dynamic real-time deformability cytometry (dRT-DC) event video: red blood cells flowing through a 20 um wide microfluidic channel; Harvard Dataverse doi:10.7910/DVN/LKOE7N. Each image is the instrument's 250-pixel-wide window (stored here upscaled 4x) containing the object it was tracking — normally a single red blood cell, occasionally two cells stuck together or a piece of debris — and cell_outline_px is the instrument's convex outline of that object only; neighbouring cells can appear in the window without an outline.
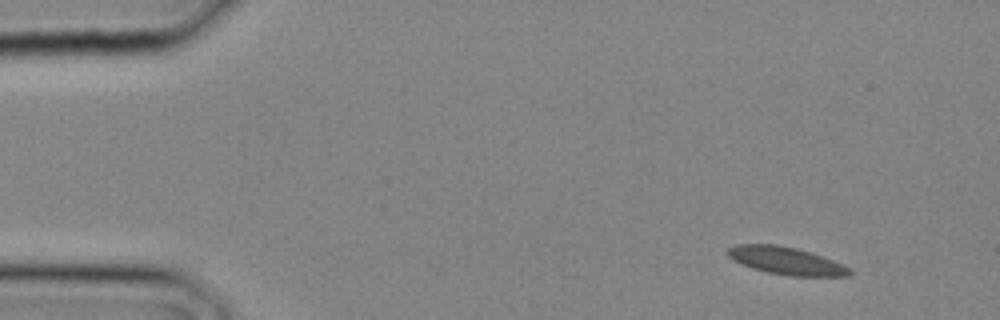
{"species": "common noctule bat (a hibernating species)", "species_latin": "Nyctalus noctula", "temperature_condition": "cold", "stored_images_in_passage": 27, "camera_frame_rate_fps": 3000, "um_per_image_px": 0.085, "animal": {"sex": "male", "body_mass_g": 20.4}, "frame": {"image": 1, "passage_image": 2, "time_ms": 0.333, "image_size_px": [1000, 320], "cell_outline_px": [[852, 276], [792, 276], [768, 272], [752, 268], [732, 260], [728, 256], [728, 248], [736, 244], [776, 244], [796, 248], [812, 252], [832, 260], [848, 268], [852, 272]], "centroid_in_image_um": [66.8, 22.16], "position_along_channel_um": 18.2, "area_um2": 19.48}}
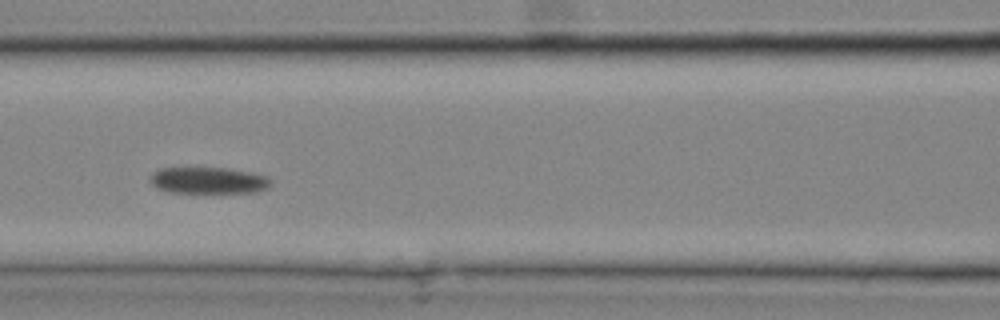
{"frame": {"image": 2, "passage_image": 12, "time_ms": 3.667, "image_size_px": [1000, 320], "cell_outline_px": [[272, 180], [268, 188], [256, 192], [168, 192], [156, 188], [148, 180], [148, 176], [152, 172], [160, 168], [224, 168], [252, 172], [268, 176]], "centroid_in_image_um": [17.68, 15.33], "position_along_channel_um": 148.9, "area_um2": 18.79}}
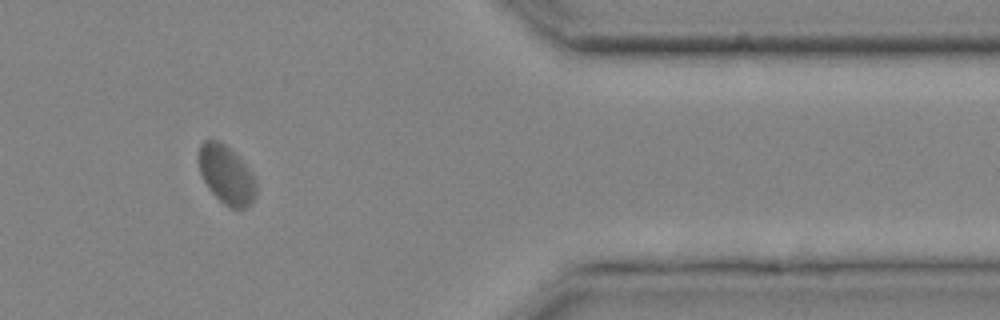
{"frame": {"image": 3, "passage_image": 24, "time_ms": 7.667, "image_size_px": [1000, 320], "cell_outline_px": [[256, 196], [252, 204], [244, 208], [232, 208], [224, 204], [208, 188], [200, 172], [200, 144], [204, 140], [216, 140], [224, 144], [256, 176]], "centroid_in_image_um": [19.28, 14.89], "position_along_channel_um": 392.1, "area_um2": 19.25}}